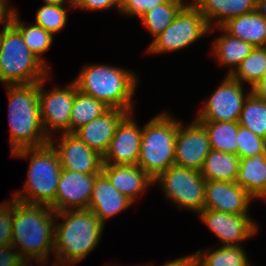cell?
Instances as JSON below:
<instances>
[{
  "label": "cell",
  "instance_id": "9c48e42d",
  "mask_svg": "<svg viewBox=\"0 0 266 266\" xmlns=\"http://www.w3.org/2000/svg\"><path fill=\"white\" fill-rule=\"evenodd\" d=\"M158 183L176 207L197 214L204 209L206 180L200 171L173 165L154 179Z\"/></svg>",
  "mask_w": 266,
  "mask_h": 266
},
{
  "label": "cell",
  "instance_id": "8992f818",
  "mask_svg": "<svg viewBox=\"0 0 266 266\" xmlns=\"http://www.w3.org/2000/svg\"><path fill=\"white\" fill-rule=\"evenodd\" d=\"M31 52L21 33L10 23L0 31V83L5 85L33 84L51 72Z\"/></svg>",
  "mask_w": 266,
  "mask_h": 266
},
{
  "label": "cell",
  "instance_id": "e0dca14e",
  "mask_svg": "<svg viewBox=\"0 0 266 266\" xmlns=\"http://www.w3.org/2000/svg\"><path fill=\"white\" fill-rule=\"evenodd\" d=\"M255 199L236 182L206 181L204 209L229 214H248Z\"/></svg>",
  "mask_w": 266,
  "mask_h": 266
},
{
  "label": "cell",
  "instance_id": "7402d4cb",
  "mask_svg": "<svg viewBox=\"0 0 266 266\" xmlns=\"http://www.w3.org/2000/svg\"><path fill=\"white\" fill-rule=\"evenodd\" d=\"M235 182L254 199L266 200V152L240 158Z\"/></svg>",
  "mask_w": 266,
  "mask_h": 266
},
{
  "label": "cell",
  "instance_id": "60d3db41",
  "mask_svg": "<svg viewBox=\"0 0 266 266\" xmlns=\"http://www.w3.org/2000/svg\"><path fill=\"white\" fill-rule=\"evenodd\" d=\"M193 257L192 255H187L184 257H179L177 259H173L169 262H166L164 265L162 266H188V262L189 260ZM144 266H148V265H144Z\"/></svg>",
  "mask_w": 266,
  "mask_h": 266
},
{
  "label": "cell",
  "instance_id": "5bb4252c",
  "mask_svg": "<svg viewBox=\"0 0 266 266\" xmlns=\"http://www.w3.org/2000/svg\"><path fill=\"white\" fill-rule=\"evenodd\" d=\"M199 216L223 246H239L259 230L249 214L236 215L203 209Z\"/></svg>",
  "mask_w": 266,
  "mask_h": 266
},
{
  "label": "cell",
  "instance_id": "ee69618b",
  "mask_svg": "<svg viewBox=\"0 0 266 266\" xmlns=\"http://www.w3.org/2000/svg\"><path fill=\"white\" fill-rule=\"evenodd\" d=\"M188 266H203L201 265V263L193 256L189 262H188Z\"/></svg>",
  "mask_w": 266,
  "mask_h": 266
},
{
  "label": "cell",
  "instance_id": "ffe728a7",
  "mask_svg": "<svg viewBox=\"0 0 266 266\" xmlns=\"http://www.w3.org/2000/svg\"><path fill=\"white\" fill-rule=\"evenodd\" d=\"M102 173L123 195L135 202L136 198L154 185V180L138 165L103 164Z\"/></svg>",
  "mask_w": 266,
  "mask_h": 266
},
{
  "label": "cell",
  "instance_id": "6da1fadb",
  "mask_svg": "<svg viewBox=\"0 0 266 266\" xmlns=\"http://www.w3.org/2000/svg\"><path fill=\"white\" fill-rule=\"evenodd\" d=\"M55 212L50 206L27 204L14 199L11 244L26 262L47 265L54 252ZM21 252V253H20Z\"/></svg>",
  "mask_w": 266,
  "mask_h": 266
},
{
  "label": "cell",
  "instance_id": "e575fe53",
  "mask_svg": "<svg viewBox=\"0 0 266 266\" xmlns=\"http://www.w3.org/2000/svg\"><path fill=\"white\" fill-rule=\"evenodd\" d=\"M14 216V199L0 203V247L11 244Z\"/></svg>",
  "mask_w": 266,
  "mask_h": 266
},
{
  "label": "cell",
  "instance_id": "277c9868",
  "mask_svg": "<svg viewBox=\"0 0 266 266\" xmlns=\"http://www.w3.org/2000/svg\"><path fill=\"white\" fill-rule=\"evenodd\" d=\"M73 81L81 93L100 100L109 108L134 112L133 95L138 79L131 70L105 64H88Z\"/></svg>",
  "mask_w": 266,
  "mask_h": 266
},
{
  "label": "cell",
  "instance_id": "ab89813d",
  "mask_svg": "<svg viewBox=\"0 0 266 266\" xmlns=\"http://www.w3.org/2000/svg\"><path fill=\"white\" fill-rule=\"evenodd\" d=\"M252 93L259 99L266 101V79H260L252 88Z\"/></svg>",
  "mask_w": 266,
  "mask_h": 266
},
{
  "label": "cell",
  "instance_id": "cb8c5ba5",
  "mask_svg": "<svg viewBox=\"0 0 266 266\" xmlns=\"http://www.w3.org/2000/svg\"><path fill=\"white\" fill-rule=\"evenodd\" d=\"M217 28L219 31H223V34L212 42L213 50L211 54L215 56V59L217 58L219 64L231 67L227 74L229 76L254 47L248 42L231 36L222 27H214L210 31H214L213 29Z\"/></svg>",
  "mask_w": 266,
  "mask_h": 266
},
{
  "label": "cell",
  "instance_id": "4316f807",
  "mask_svg": "<svg viewBox=\"0 0 266 266\" xmlns=\"http://www.w3.org/2000/svg\"><path fill=\"white\" fill-rule=\"evenodd\" d=\"M11 24L21 33L27 48L49 68L42 55L50 50L54 35L36 24L24 25L25 21H20L17 9L13 12Z\"/></svg>",
  "mask_w": 266,
  "mask_h": 266
},
{
  "label": "cell",
  "instance_id": "d6a6232c",
  "mask_svg": "<svg viewBox=\"0 0 266 266\" xmlns=\"http://www.w3.org/2000/svg\"><path fill=\"white\" fill-rule=\"evenodd\" d=\"M67 15L68 10L65 5L44 4L37 10L34 24L55 35V33H59L65 28Z\"/></svg>",
  "mask_w": 266,
  "mask_h": 266
},
{
  "label": "cell",
  "instance_id": "7bdbcfd3",
  "mask_svg": "<svg viewBox=\"0 0 266 266\" xmlns=\"http://www.w3.org/2000/svg\"><path fill=\"white\" fill-rule=\"evenodd\" d=\"M45 4H51V5H64L65 3L69 4L73 8V0H43Z\"/></svg>",
  "mask_w": 266,
  "mask_h": 266
},
{
  "label": "cell",
  "instance_id": "d590c367",
  "mask_svg": "<svg viewBox=\"0 0 266 266\" xmlns=\"http://www.w3.org/2000/svg\"><path fill=\"white\" fill-rule=\"evenodd\" d=\"M169 0H121L120 12L123 15L141 18L156 5L167 3Z\"/></svg>",
  "mask_w": 266,
  "mask_h": 266
},
{
  "label": "cell",
  "instance_id": "ba28073f",
  "mask_svg": "<svg viewBox=\"0 0 266 266\" xmlns=\"http://www.w3.org/2000/svg\"><path fill=\"white\" fill-rule=\"evenodd\" d=\"M210 29L198 8L192 2L187 3L173 22L149 44L147 53L180 51L210 33Z\"/></svg>",
  "mask_w": 266,
  "mask_h": 266
},
{
  "label": "cell",
  "instance_id": "4fadbf2b",
  "mask_svg": "<svg viewBox=\"0 0 266 266\" xmlns=\"http://www.w3.org/2000/svg\"><path fill=\"white\" fill-rule=\"evenodd\" d=\"M51 137L49 143L57 151L62 169L82 174H100L103 156L90 149L74 133H61L60 140ZM55 140L57 141L55 145ZM58 145V146H57Z\"/></svg>",
  "mask_w": 266,
  "mask_h": 266
},
{
  "label": "cell",
  "instance_id": "3957f363",
  "mask_svg": "<svg viewBox=\"0 0 266 266\" xmlns=\"http://www.w3.org/2000/svg\"><path fill=\"white\" fill-rule=\"evenodd\" d=\"M8 93L11 153L49 143L40 119L39 82L5 85Z\"/></svg>",
  "mask_w": 266,
  "mask_h": 266
},
{
  "label": "cell",
  "instance_id": "f6af8a7d",
  "mask_svg": "<svg viewBox=\"0 0 266 266\" xmlns=\"http://www.w3.org/2000/svg\"><path fill=\"white\" fill-rule=\"evenodd\" d=\"M261 79H266V69L263 72L262 78Z\"/></svg>",
  "mask_w": 266,
  "mask_h": 266
},
{
  "label": "cell",
  "instance_id": "30bf717a",
  "mask_svg": "<svg viewBox=\"0 0 266 266\" xmlns=\"http://www.w3.org/2000/svg\"><path fill=\"white\" fill-rule=\"evenodd\" d=\"M51 74L39 82V101H40V119L43 130L47 137H53V132H69V123L71 117V108L75 98L77 85L74 81L67 86H55L52 89L43 90L45 81Z\"/></svg>",
  "mask_w": 266,
  "mask_h": 266
},
{
  "label": "cell",
  "instance_id": "8fae6325",
  "mask_svg": "<svg viewBox=\"0 0 266 266\" xmlns=\"http://www.w3.org/2000/svg\"><path fill=\"white\" fill-rule=\"evenodd\" d=\"M251 93V88H249L245 94L243 84L226 75L195 119L198 121H239L245 100Z\"/></svg>",
  "mask_w": 266,
  "mask_h": 266
},
{
  "label": "cell",
  "instance_id": "5b68a950",
  "mask_svg": "<svg viewBox=\"0 0 266 266\" xmlns=\"http://www.w3.org/2000/svg\"><path fill=\"white\" fill-rule=\"evenodd\" d=\"M14 157L30 159L22 191L13 199L27 204L51 206L55 202L62 167L57 151L48 143L41 147L23 148L11 153Z\"/></svg>",
  "mask_w": 266,
  "mask_h": 266
},
{
  "label": "cell",
  "instance_id": "2e32d148",
  "mask_svg": "<svg viewBox=\"0 0 266 266\" xmlns=\"http://www.w3.org/2000/svg\"><path fill=\"white\" fill-rule=\"evenodd\" d=\"M128 113L118 124L108 150L103 156V164L137 165L143 128Z\"/></svg>",
  "mask_w": 266,
  "mask_h": 266
},
{
  "label": "cell",
  "instance_id": "44dd1931",
  "mask_svg": "<svg viewBox=\"0 0 266 266\" xmlns=\"http://www.w3.org/2000/svg\"><path fill=\"white\" fill-rule=\"evenodd\" d=\"M257 0H192L210 28L221 27L229 19L256 10Z\"/></svg>",
  "mask_w": 266,
  "mask_h": 266
},
{
  "label": "cell",
  "instance_id": "1f68e13d",
  "mask_svg": "<svg viewBox=\"0 0 266 266\" xmlns=\"http://www.w3.org/2000/svg\"><path fill=\"white\" fill-rule=\"evenodd\" d=\"M239 125L266 139V101L251 93L245 100Z\"/></svg>",
  "mask_w": 266,
  "mask_h": 266
},
{
  "label": "cell",
  "instance_id": "52a82bcc",
  "mask_svg": "<svg viewBox=\"0 0 266 266\" xmlns=\"http://www.w3.org/2000/svg\"><path fill=\"white\" fill-rule=\"evenodd\" d=\"M162 112L143 126L138 166L153 180L175 165V144L180 121Z\"/></svg>",
  "mask_w": 266,
  "mask_h": 266
},
{
  "label": "cell",
  "instance_id": "f546056e",
  "mask_svg": "<svg viewBox=\"0 0 266 266\" xmlns=\"http://www.w3.org/2000/svg\"><path fill=\"white\" fill-rule=\"evenodd\" d=\"M193 256L203 266H249V258L242 245L220 246L212 251L211 248L198 250Z\"/></svg>",
  "mask_w": 266,
  "mask_h": 266
},
{
  "label": "cell",
  "instance_id": "603a6c76",
  "mask_svg": "<svg viewBox=\"0 0 266 266\" xmlns=\"http://www.w3.org/2000/svg\"><path fill=\"white\" fill-rule=\"evenodd\" d=\"M221 27L253 47L266 46V19L256 10L231 18Z\"/></svg>",
  "mask_w": 266,
  "mask_h": 266
},
{
  "label": "cell",
  "instance_id": "484cf974",
  "mask_svg": "<svg viewBox=\"0 0 266 266\" xmlns=\"http://www.w3.org/2000/svg\"><path fill=\"white\" fill-rule=\"evenodd\" d=\"M205 128L211 150L237 155L238 121H199Z\"/></svg>",
  "mask_w": 266,
  "mask_h": 266
},
{
  "label": "cell",
  "instance_id": "74e56055",
  "mask_svg": "<svg viewBox=\"0 0 266 266\" xmlns=\"http://www.w3.org/2000/svg\"><path fill=\"white\" fill-rule=\"evenodd\" d=\"M19 255L12 244L0 247V266H31Z\"/></svg>",
  "mask_w": 266,
  "mask_h": 266
},
{
  "label": "cell",
  "instance_id": "f1b7e54d",
  "mask_svg": "<svg viewBox=\"0 0 266 266\" xmlns=\"http://www.w3.org/2000/svg\"><path fill=\"white\" fill-rule=\"evenodd\" d=\"M186 4L185 0H169L167 3L154 6L140 18L153 40L173 22Z\"/></svg>",
  "mask_w": 266,
  "mask_h": 266
},
{
  "label": "cell",
  "instance_id": "7c38bea8",
  "mask_svg": "<svg viewBox=\"0 0 266 266\" xmlns=\"http://www.w3.org/2000/svg\"><path fill=\"white\" fill-rule=\"evenodd\" d=\"M211 151L208 134L196 119L189 125L180 121L175 144V165L200 171Z\"/></svg>",
  "mask_w": 266,
  "mask_h": 266
},
{
  "label": "cell",
  "instance_id": "b9f144b4",
  "mask_svg": "<svg viewBox=\"0 0 266 266\" xmlns=\"http://www.w3.org/2000/svg\"><path fill=\"white\" fill-rule=\"evenodd\" d=\"M256 11L266 19V0L256 1Z\"/></svg>",
  "mask_w": 266,
  "mask_h": 266
},
{
  "label": "cell",
  "instance_id": "83f0119b",
  "mask_svg": "<svg viewBox=\"0 0 266 266\" xmlns=\"http://www.w3.org/2000/svg\"><path fill=\"white\" fill-rule=\"evenodd\" d=\"M109 109L103 102L92 96L81 93L78 89L71 108L69 133L104 114Z\"/></svg>",
  "mask_w": 266,
  "mask_h": 266
},
{
  "label": "cell",
  "instance_id": "ac0fdd59",
  "mask_svg": "<svg viewBox=\"0 0 266 266\" xmlns=\"http://www.w3.org/2000/svg\"><path fill=\"white\" fill-rule=\"evenodd\" d=\"M127 114L122 109L109 108L101 116L77 129L74 134L90 149L104 156L118 124Z\"/></svg>",
  "mask_w": 266,
  "mask_h": 266
},
{
  "label": "cell",
  "instance_id": "4dcf8cb0",
  "mask_svg": "<svg viewBox=\"0 0 266 266\" xmlns=\"http://www.w3.org/2000/svg\"><path fill=\"white\" fill-rule=\"evenodd\" d=\"M266 69V46L254 47L239 66L229 76L244 85L249 83L252 88Z\"/></svg>",
  "mask_w": 266,
  "mask_h": 266
},
{
  "label": "cell",
  "instance_id": "7a4b0ae2",
  "mask_svg": "<svg viewBox=\"0 0 266 266\" xmlns=\"http://www.w3.org/2000/svg\"><path fill=\"white\" fill-rule=\"evenodd\" d=\"M64 219L55 223L54 258L56 266H73L88 256L101 240L104 224L89 209L55 212Z\"/></svg>",
  "mask_w": 266,
  "mask_h": 266
},
{
  "label": "cell",
  "instance_id": "d4e9b609",
  "mask_svg": "<svg viewBox=\"0 0 266 266\" xmlns=\"http://www.w3.org/2000/svg\"><path fill=\"white\" fill-rule=\"evenodd\" d=\"M239 164L240 158L237 155L211 150L200 172L206 181L235 182Z\"/></svg>",
  "mask_w": 266,
  "mask_h": 266
},
{
  "label": "cell",
  "instance_id": "d6986e66",
  "mask_svg": "<svg viewBox=\"0 0 266 266\" xmlns=\"http://www.w3.org/2000/svg\"><path fill=\"white\" fill-rule=\"evenodd\" d=\"M134 202L120 193L101 172L96 176L88 209L105 225L106 220L122 212Z\"/></svg>",
  "mask_w": 266,
  "mask_h": 266
},
{
  "label": "cell",
  "instance_id": "836d02e7",
  "mask_svg": "<svg viewBox=\"0 0 266 266\" xmlns=\"http://www.w3.org/2000/svg\"><path fill=\"white\" fill-rule=\"evenodd\" d=\"M237 156L246 158L266 152V139L257 136L248 128L239 125L237 134Z\"/></svg>",
  "mask_w": 266,
  "mask_h": 266
},
{
  "label": "cell",
  "instance_id": "f35d334b",
  "mask_svg": "<svg viewBox=\"0 0 266 266\" xmlns=\"http://www.w3.org/2000/svg\"><path fill=\"white\" fill-rule=\"evenodd\" d=\"M8 5V0H0V26L7 27L11 23L13 12L16 8Z\"/></svg>",
  "mask_w": 266,
  "mask_h": 266
},
{
  "label": "cell",
  "instance_id": "9a60e30c",
  "mask_svg": "<svg viewBox=\"0 0 266 266\" xmlns=\"http://www.w3.org/2000/svg\"><path fill=\"white\" fill-rule=\"evenodd\" d=\"M62 169L57 185L54 212L88 209L96 176Z\"/></svg>",
  "mask_w": 266,
  "mask_h": 266
},
{
  "label": "cell",
  "instance_id": "8d00e7d4",
  "mask_svg": "<svg viewBox=\"0 0 266 266\" xmlns=\"http://www.w3.org/2000/svg\"><path fill=\"white\" fill-rule=\"evenodd\" d=\"M113 7L120 12L121 0H73V8L83 9L84 11H101Z\"/></svg>",
  "mask_w": 266,
  "mask_h": 266
}]
</instances>
